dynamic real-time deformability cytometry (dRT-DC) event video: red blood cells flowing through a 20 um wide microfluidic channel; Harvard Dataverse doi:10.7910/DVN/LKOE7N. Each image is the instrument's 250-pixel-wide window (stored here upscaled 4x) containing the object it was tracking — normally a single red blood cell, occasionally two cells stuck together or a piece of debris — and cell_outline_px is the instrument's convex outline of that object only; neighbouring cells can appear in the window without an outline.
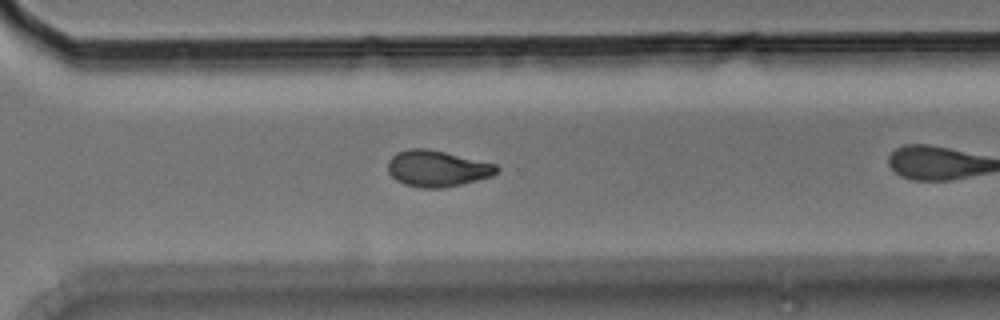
{"species": "Egyptian fruit bat (a non-hibernating species)", "species_latin": "Rousettus aegyptiacus", "temperature_condition": "room temperature", "stored_images_in_passage": 27, "camera_frame_rate_fps": 3000, "um_per_image_px": 0.085, "animal": {"sex": "male"}, "frame": {"image": 1, "passage_image": 23, "time_ms": 7.333, "image_size_px": [1000, 320], "cell_outline_px": [[500, 168], [492, 176], [444, 188], [420, 188], [404, 184], [396, 180], [388, 172], [388, 160], [396, 152], [408, 148], [424, 148], [444, 152], [496, 164]], "centroid_in_image_um": [37.12, 14.32], "position_along_channel_um": 333.5, "area_um2": 22.89}}